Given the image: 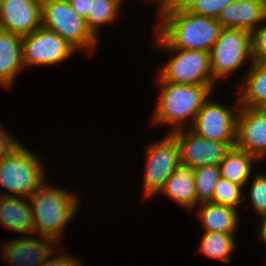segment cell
<instances>
[{
  "label": "cell",
  "instance_id": "cell-30",
  "mask_svg": "<svg viewBox=\"0 0 266 266\" xmlns=\"http://www.w3.org/2000/svg\"><path fill=\"white\" fill-rule=\"evenodd\" d=\"M3 126L0 124V159L3 158L5 155L11 153L17 146L21 144L18 142L13 134L7 132Z\"/></svg>",
  "mask_w": 266,
  "mask_h": 266
},
{
  "label": "cell",
  "instance_id": "cell-13",
  "mask_svg": "<svg viewBox=\"0 0 266 266\" xmlns=\"http://www.w3.org/2000/svg\"><path fill=\"white\" fill-rule=\"evenodd\" d=\"M41 24V0H0V29L20 36Z\"/></svg>",
  "mask_w": 266,
  "mask_h": 266
},
{
  "label": "cell",
  "instance_id": "cell-21",
  "mask_svg": "<svg viewBox=\"0 0 266 266\" xmlns=\"http://www.w3.org/2000/svg\"><path fill=\"white\" fill-rule=\"evenodd\" d=\"M257 162L260 163L254 155L231 147L220 162V176L244 188L251 178L253 163Z\"/></svg>",
  "mask_w": 266,
  "mask_h": 266
},
{
  "label": "cell",
  "instance_id": "cell-19",
  "mask_svg": "<svg viewBox=\"0 0 266 266\" xmlns=\"http://www.w3.org/2000/svg\"><path fill=\"white\" fill-rule=\"evenodd\" d=\"M242 76L237 92L239 105L248 108L266 106V62L253 61Z\"/></svg>",
  "mask_w": 266,
  "mask_h": 266
},
{
  "label": "cell",
  "instance_id": "cell-22",
  "mask_svg": "<svg viewBox=\"0 0 266 266\" xmlns=\"http://www.w3.org/2000/svg\"><path fill=\"white\" fill-rule=\"evenodd\" d=\"M199 243L196 251L210 259L227 263L231 261L232 254L236 249L235 234L204 231Z\"/></svg>",
  "mask_w": 266,
  "mask_h": 266
},
{
  "label": "cell",
  "instance_id": "cell-11",
  "mask_svg": "<svg viewBox=\"0 0 266 266\" xmlns=\"http://www.w3.org/2000/svg\"><path fill=\"white\" fill-rule=\"evenodd\" d=\"M180 148V162L193 168L204 165L219 166L226 153L231 149L228 143L205 139L190 128L171 132Z\"/></svg>",
  "mask_w": 266,
  "mask_h": 266
},
{
  "label": "cell",
  "instance_id": "cell-5",
  "mask_svg": "<svg viewBox=\"0 0 266 266\" xmlns=\"http://www.w3.org/2000/svg\"><path fill=\"white\" fill-rule=\"evenodd\" d=\"M41 24L43 28L57 33L77 51L83 50L90 55L97 48L98 39L67 0H41Z\"/></svg>",
  "mask_w": 266,
  "mask_h": 266
},
{
  "label": "cell",
  "instance_id": "cell-3",
  "mask_svg": "<svg viewBox=\"0 0 266 266\" xmlns=\"http://www.w3.org/2000/svg\"><path fill=\"white\" fill-rule=\"evenodd\" d=\"M155 32L172 48L210 52L221 32V25L211 17L180 11L158 16Z\"/></svg>",
  "mask_w": 266,
  "mask_h": 266
},
{
  "label": "cell",
  "instance_id": "cell-31",
  "mask_svg": "<svg viewBox=\"0 0 266 266\" xmlns=\"http://www.w3.org/2000/svg\"><path fill=\"white\" fill-rule=\"evenodd\" d=\"M196 0H168V3L158 11L157 16H165L174 12L189 11Z\"/></svg>",
  "mask_w": 266,
  "mask_h": 266
},
{
  "label": "cell",
  "instance_id": "cell-33",
  "mask_svg": "<svg viewBox=\"0 0 266 266\" xmlns=\"http://www.w3.org/2000/svg\"><path fill=\"white\" fill-rule=\"evenodd\" d=\"M260 220V225H259V239L261 240L262 243L266 244V217L259 218ZM266 246V245H265Z\"/></svg>",
  "mask_w": 266,
  "mask_h": 266
},
{
  "label": "cell",
  "instance_id": "cell-2",
  "mask_svg": "<svg viewBox=\"0 0 266 266\" xmlns=\"http://www.w3.org/2000/svg\"><path fill=\"white\" fill-rule=\"evenodd\" d=\"M160 87L158 100L153 113L152 123L169 125L173 132L191 127L204 102L213 94L215 85H188L164 82L158 77ZM191 124V125H190Z\"/></svg>",
  "mask_w": 266,
  "mask_h": 266
},
{
  "label": "cell",
  "instance_id": "cell-23",
  "mask_svg": "<svg viewBox=\"0 0 266 266\" xmlns=\"http://www.w3.org/2000/svg\"><path fill=\"white\" fill-rule=\"evenodd\" d=\"M124 0H92L90 1V11H88L85 20L87 28L92 34L99 39L100 27L115 23L114 20L119 19V14Z\"/></svg>",
  "mask_w": 266,
  "mask_h": 266
},
{
  "label": "cell",
  "instance_id": "cell-9",
  "mask_svg": "<svg viewBox=\"0 0 266 266\" xmlns=\"http://www.w3.org/2000/svg\"><path fill=\"white\" fill-rule=\"evenodd\" d=\"M77 51L57 33L42 26L22 36V62L24 68L57 66L69 60Z\"/></svg>",
  "mask_w": 266,
  "mask_h": 266
},
{
  "label": "cell",
  "instance_id": "cell-6",
  "mask_svg": "<svg viewBox=\"0 0 266 266\" xmlns=\"http://www.w3.org/2000/svg\"><path fill=\"white\" fill-rule=\"evenodd\" d=\"M155 34L156 45L172 55L159 72V77L164 82L216 85L211 74L209 52L172 48L156 32Z\"/></svg>",
  "mask_w": 266,
  "mask_h": 266
},
{
  "label": "cell",
  "instance_id": "cell-4",
  "mask_svg": "<svg viewBox=\"0 0 266 266\" xmlns=\"http://www.w3.org/2000/svg\"><path fill=\"white\" fill-rule=\"evenodd\" d=\"M38 154L22 143L0 159V196H32L45 182L46 170Z\"/></svg>",
  "mask_w": 266,
  "mask_h": 266
},
{
  "label": "cell",
  "instance_id": "cell-34",
  "mask_svg": "<svg viewBox=\"0 0 266 266\" xmlns=\"http://www.w3.org/2000/svg\"><path fill=\"white\" fill-rule=\"evenodd\" d=\"M147 2H157L158 3V7H157V9L159 8V10H157V12L158 11H160L167 3H168V0H147Z\"/></svg>",
  "mask_w": 266,
  "mask_h": 266
},
{
  "label": "cell",
  "instance_id": "cell-25",
  "mask_svg": "<svg viewBox=\"0 0 266 266\" xmlns=\"http://www.w3.org/2000/svg\"><path fill=\"white\" fill-rule=\"evenodd\" d=\"M243 187L220 177L213 192L212 203L226 205L238 210L246 196Z\"/></svg>",
  "mask_w": 266,
  "mask_h": 266
},
{
  "label": "cell",
  "instance_id": "cell-12",
  "mask_svg": "<svg viewBox=\"0 0 266 266\" xmlns=\"http://www.w3.org/2000/svg\"><path fill=\"white\" fill-rule=\"evenodd\" d=\"M235 147L259 161L266 159V111L263 108L239 107Z\"/></svg>",
  "mask_w": 266,
  "mask_h": 266
},
{
  "label": "cell",
  "instance_id": "cell-10",
  "mask_svg": "<svg viewBox=\"0 0 266 266\" xmlns=\"http://www.w3.org/2000/svg\"><path fill=\"white\" fill-rule=\"evenodd\" d=\"M235 105L234 109L232 106L208 98L189 128L205 139L228 143L231 147H235L239 101Z\"/></svg>",
  "mask_w": 266,
  "mask_h": 266
},
{
  "label": "cell",
  "instance_id": "cell-14",
  "mask_svg": "<svg viewBox=\"0 0 266 266\" xmlns=\"http://www.w3.org/2000/svg\"><path fill=\"white\" fill-rule=\"evenodd\" d=\"M39 238L36 235H26L3 242V260L13 264L12 266H39L58 245L52 239L43 236Z\"/></svg>",
  "mask_w": 266,
  "mask_h": 266
},
{
  "label": "cell",
  "instance_id": "cell-32",
  "mask_svg": "<svg viewBox=\"0 0 266 266\" xmlns=\"http://www.w3.org/2000/svg\"><path fill=\"white\" fill-rule=\"evenodd\" d=\"M71 8L84 20L87 19L90 11V1L92 0H67Z\"/></svg>",
  "mask_w": 266,
  "mask_h": 266
},
{
  "label": "cell",
  "instance_id": "cell-24",
  "mask_svg": "<svg viewBox=\"0 0 266 266\" xmlns=\"http://www.w3.org/2000/svg\"><path fill=\"white\" fill-rule=\"evenodd\" d=\"M219 166L204 165L194 168L197 202H212L213 192L220 178Z\"/></svg>",
  "mask_w": 266,
  "mask_h": 266
},
{
  "label": "cell",
  "instance_id": "cell-17",
  "mask_svg": "<svg viewBox=\"0 0 266 266\" xmlns=\"http://www.w3.org/2000/svg\"><path fill=\"white\" fill-rule=\"evenodd\" d=\"M0 224L6 230L33 235L34 223L29 198L0 196Z\"/></svg>",
  "mask_w": 266,
  "mask_h": 266
},
{
  "label": "cell",
  "instance_id": "cell-26",
  "mask_svg": "<svg viewBox=\"0 0 266 266\" xmlns=\"http://www.w3.org/2000/svg\"><path fill=\"white\" fill-rule=\"evenodd\" d=\"M249 201L259 218L266 217V172H256L250 181Z\"/></svg>",
  "mask_w": 266,
  "mask_h": 266
},
{
  "label": "cell",
  "instance_id": "cell-8",
  "mask_svg": "<svg viewBox=\"0 0 266 266\" xmlns=\"http://www.w3.org/2000/svg\"><path fill=\"white\" fill-rule=\"evenodd\" d=\"M158 141L147 144L145 150V173L143 176V199L159 194L166 181L175 172L180 163V148L171 132Z\"/></svg>",
  "mask_w": 266,
  "mask_h": 266
},
{
  "label": "cell",
  "instance_id": "cell-27",
  "mask_svg": "<svg viewBox=\"0 0 266 266\" xmlns=\"http://www.w3.org/2000/svg\"><path fill=\"white\" fill-rule=\"evenodd\" d=\"M234 0H196L191 13L217 19L219 13Z\"/></svg>",
  "mask_w": 266,
  "mask_h": 266
},
{
  "label": "cell",
  "instance_id": "cell-1",
  "mask_svg": "<svg viewBox=\"0 0 266 266\" xmlns=\"http://www.w3.org/2000/svg\"><path fill=\"white\" fill-rule=\"evenodd\" d=\"M45 181L38 190L29 197L34 235L52 239L57 244L71 220L76 217L80 207V197L68 189L54 186ZM79 205V207H78ZM61 238V239H60Z\"/></svg>",
  "mask_w": 266,
  "mask_h": 266
},
{
  "label": "cell",
  "instance_id": "cell-16",
  "mask_svg": "<svg viewBox=\"0 0 266 266\" xmlns=\"http://www.w3.org/2000/svg\"><path fill=\"white\" fill-rule=\"evenodd\" d=\"M180 207L193 210L199 205L194 183V168L180 162L160 192Z\"/></svg>",
  "mask_w": 266,
  "mask_h": 266
},
{
  "label": "cell",
  "instance_id": "cell-29",
  "mask_svg": "<svg viewBox=\"0 0 266 266\" xmlns=\"http://www.w3.org/2000/svg\"><path fill=\"white\" fill-rule=\"evenodd\" d=\"M59 249H60L59 247L55 248V250L51 252V254L47 257V259L43 263H41L39 266H84L83 265L84 263L82 262L80 258H74L73 255L71 256L68 255V252L63 254L62 253L63 251L61 250L58 251ZM56 251L59 253L57 254Z\"/></svg>",
  "mask_w": 266,
  "mask_h": 266
},
{
  "label": "cell",
  "instance_id": "cell-7",
  "mask_svg": "<svg viewBox=\"0 0 266 266\" xmlns=\"http://www.w3.org/2000/svg\"><path fill=\"white\" fill-rule=\"evenodd\" d=\"M210 68L213 79L224 81L245 63H253L251 32L243 29L222 28L210 52Z\"/></svg>",
  "mask_w": 266,
  "mask_h": 266
},
{
  "label": "cell",
  "instance_id": "cell-28",
  "mask_svg": "<svg viewBox=\"0 0 266 266\" xmlns=\"http://www.w3.org/2000/svg\"><path fill=\"white\" fill-rule=\"evenodd\" d=\"M251 45L253 61L266 62V18L251 33Z\"/></svg>",
  "mask_w": 266,
  "mask_h": 266
},
{
  "label": "cell",
  "instance_id": "cell-20",
  "mask_svg": "<svg viewBox=\"0 0 266 266\" xmlns=\"http://www.w3.org/2000/svg\"><path fill=\"white\" fill-rule=\"evenodd\" d=\"M199 221L207 232L236 234L239 227V211L233 207L212 202L201 203L198 206Z\"/></svg>",
  "mask_w": 266,
  "mask_h": 266
},
{
  "label": "cell",
  "instance_id": "cell-15",
  "mask_svg": "<svg viewBox=\"0 0 266 266\" xmlns=\"http://www.w3.org/2000/svg\"><path fill=\"white\" fill-rule=\"evenodd\" d=\"M266 18V6L257 0H234L218 15L222 28L253 32Z\"/></svg>",
  "mask_w": 266,
  "mask_h": 266
},
{
  "label": "cell",
  "instance_id": "cell-35",
  "mask_svg": "<svg viewBox=\"0 0 266 266\" xmlns=\"http://www.w3.org/2000/svg\"><path fill=\"white\" fill-rule=\"evenodd\" d=\"M260 1L261 3H263L266 6V0H257Z\"/></svg>",
  "mask_w": 266,
  "mask_h": 266
},
{
  "label": "cell",
  "instance_id": "cell-18",
  "mask_svg": "<svg viewBox=\"0 0 266 266\" xmlns=\"http://www.w3.org/2000/svg\"><path fill=\"white\" fill-rule=\"evenodd\" d=\"M23 68L22 36L0 29V85L11 88Z\"/></svg>",
  "mask_w": 266,
  "mask_h": 266
}]
</instances>
